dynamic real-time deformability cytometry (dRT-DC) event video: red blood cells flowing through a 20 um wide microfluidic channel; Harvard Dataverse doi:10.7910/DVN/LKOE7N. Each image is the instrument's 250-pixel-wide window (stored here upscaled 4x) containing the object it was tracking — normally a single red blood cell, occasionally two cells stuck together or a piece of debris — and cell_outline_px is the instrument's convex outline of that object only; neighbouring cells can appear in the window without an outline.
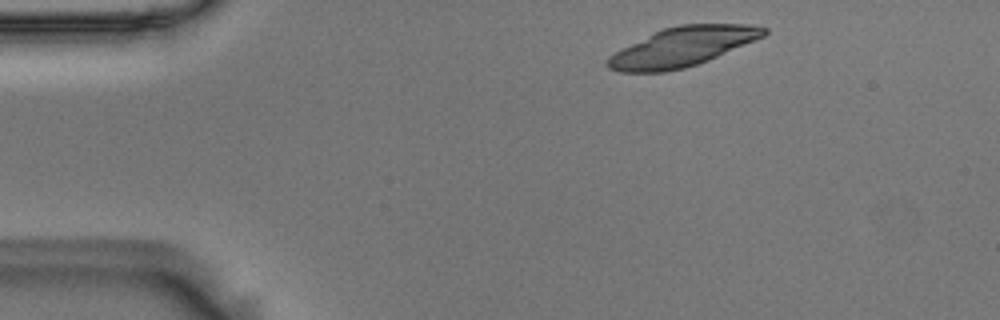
{"species": "Egyptian fruit bat (a non-hibernating species)", "species_latin": "Rousettus aegyptiacus", "temperature_condition": "room temperature", "stored_images_in_passage": 23, "camera_frame_rate_fps": 3000, "um_per_image_px": 0.085, "animal": {"sex": "male"}, "frame": {"image": 1, "passage_image": 3, "time_ms": 0.667, "image_size_px": [1000, 320], "cell_outline_px": [[768, 32], [764, 36], [708, 60], [684, 68], [664, 72], [620, 72], [608, 68], [604, 64], [604, 60], [608, 56], [664, 28], [680, 24], [748, 24], [768, 28]], "centroid_in_image_um": [58.0, 3.99], "position_along_channel_um": 27.0, "area_um2": 35.26}}